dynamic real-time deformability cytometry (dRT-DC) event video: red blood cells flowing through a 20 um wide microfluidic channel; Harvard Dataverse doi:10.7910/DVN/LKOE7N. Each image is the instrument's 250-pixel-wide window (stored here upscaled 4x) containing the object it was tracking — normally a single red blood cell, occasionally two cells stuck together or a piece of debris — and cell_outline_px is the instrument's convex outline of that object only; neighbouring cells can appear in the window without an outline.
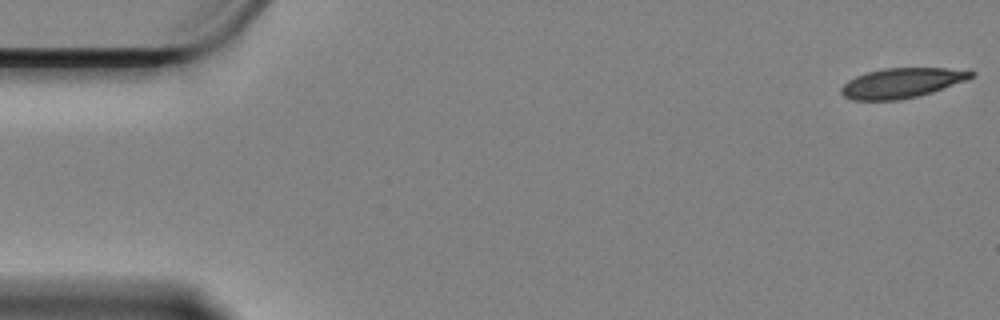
{"species": "Egyptian fruit bat (a non-hibernating species)", "species_latin": "Rousettus aegyptiacus", "temperature_condition": "cold", "stored_images_in_passage": 16, "camera_frame_rate_fps": 3000, "um_per_image_px": 0.085, "animal": {"sex": "female"}, "frame": {"image": 1, "passage_image": 1, "time_ms": 0.0, "image_size_px": [1000, 320], "cell_outline_px": [[976, 72], [972, 76], [964, 80], [932, 92], [900, 100], [852, 100], [844, 96], [840, 92], [840, 88], [848, 80], [856, 76], [868, 72], [884, 68], [944, 68]], "centroid_in_image_um": [76.57, 7.06], "position_along_channel_um": 8.4, "area_um2": 22.25}}